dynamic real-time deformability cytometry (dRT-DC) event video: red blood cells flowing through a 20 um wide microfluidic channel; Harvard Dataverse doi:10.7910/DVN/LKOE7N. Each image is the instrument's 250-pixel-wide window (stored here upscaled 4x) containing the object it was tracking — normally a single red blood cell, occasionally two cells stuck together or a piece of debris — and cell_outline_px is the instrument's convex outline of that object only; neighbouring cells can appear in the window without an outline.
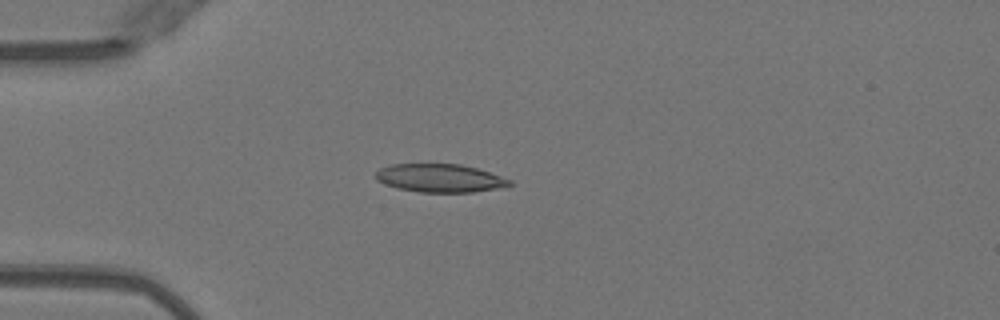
{"species": "Egyptian fruit bat (a non-hibernating species)", "species_latin": "Rousettus aegyptiacus", "temperature_condition": "warm", "stored_images_in_passage": 46, "camera_frame_rate_fps": 3000, "um_per_image_px": 0.085, "animal": {"sex": "female"}, "frame": {"image": 1, "passage_image": 9, "time_ms": 2.667, "image_size_px": [1000, 320], "cell_outline_px": [[512, 184], [496, 188], [472, 192], [420, 192], [396, 188], [384, 184], [376, 180], [376, 172], [380, 168], [388, 164], [460, 164], [476, 168], [512, 180]], "centroid_in_image_um": [37.33, 15.13], "position_along_channel_um": 47.7, "area_um2": 21.91}}
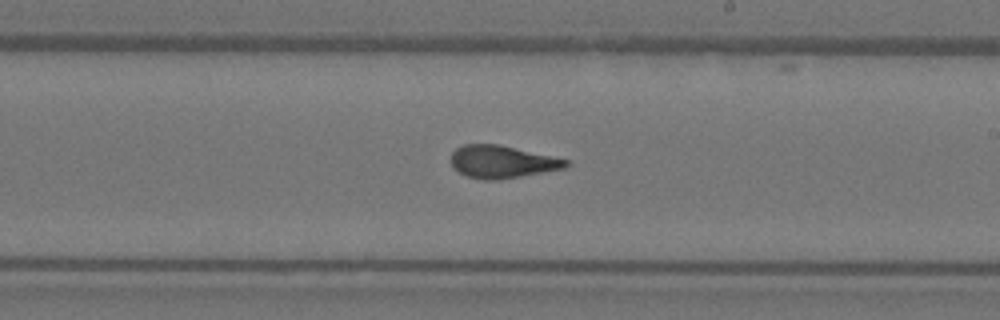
{"frame": {"image": 2, "passage_image": 25, "time_ms": 8.0, "image_size_px": [1000, 320], "cell_outline_px": [[572, 164], [564, 168], [520, 176], [496, 180], [484, 180], [468, 176], [452, 168], [452, 152], [456, 148], [464, 144], [500, 144], [568, 160]], "centroid_in_image_um": [42.66, 13.74], "position_along_channel_um": 246.3, "area_um2": 21.62}}
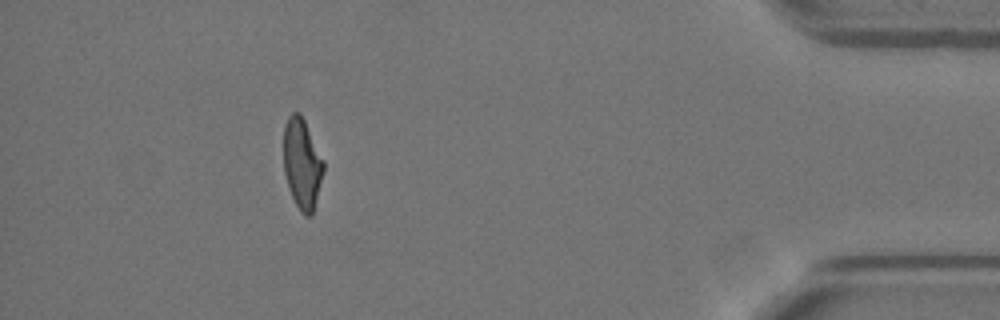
{"frame": {"image": 3, "passage_image": 41, "time_ms": 13.333, "image_size_px": [1000, 320], "cell_outline_px": [[324, 172], [312, 216], [304, 216], [300, 212], [288, 188], [284, 172], [284, 128], [288, 116], [292, 112], [300, 112], [324, 160]], "centroid_in_image_um": [25.68, 13.93], "position_along_channel_um": 409.5, "area_um2": 21.15}, "authors_computed_cell_mechanics": {"area_um2": 21.8773, "velocity_mm_per_s": 4.0473, "shape_relaxation_time_tau1_ms": 9.8392, "shape_relaxation_time_tau2_ms": 1.2305, "deformation_change_tau1": 0.29, "deformation_change_tau2": 0.0836}}